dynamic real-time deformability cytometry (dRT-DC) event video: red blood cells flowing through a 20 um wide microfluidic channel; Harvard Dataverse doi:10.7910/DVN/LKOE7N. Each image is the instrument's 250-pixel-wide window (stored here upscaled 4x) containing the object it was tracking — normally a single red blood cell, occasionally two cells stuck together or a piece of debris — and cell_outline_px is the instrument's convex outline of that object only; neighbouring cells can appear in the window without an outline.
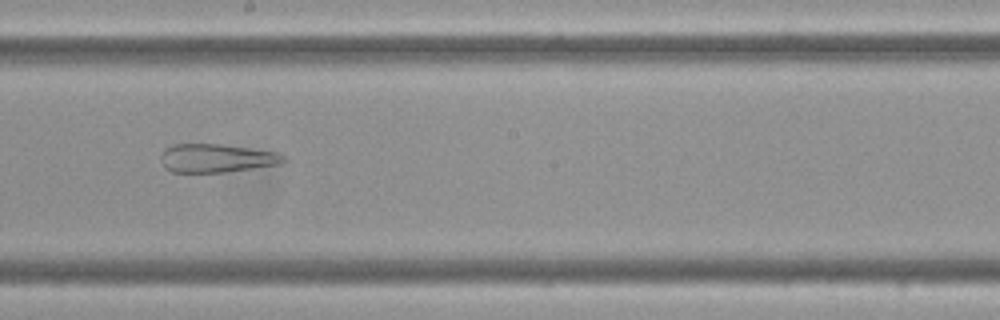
{"species": "Egyptian fruit bat (a non-hibernating species)", "species_latin": "Rousettus aegyptiacus", "temperature_condition": "cold", "stored_images_in_passage": 58, "camera_frame_rate_fps": 3000, "um_per_image_px": 0.085, "frame": {"image": 1, "passage_image": 33, "time_ms": 10.667, "image_size_px": [1000, 320], "cell_outline_px": [[288, 160], [276, 164], [224, 172], [172, 172], [164, 168], [164, 148], [176, 144], [220, 144], [276, 152], [284, 156]], "centroid_in_image_um": [18.41, 13.44], "position_along_channel_um": 229.8, "area_um2": 19.83}}
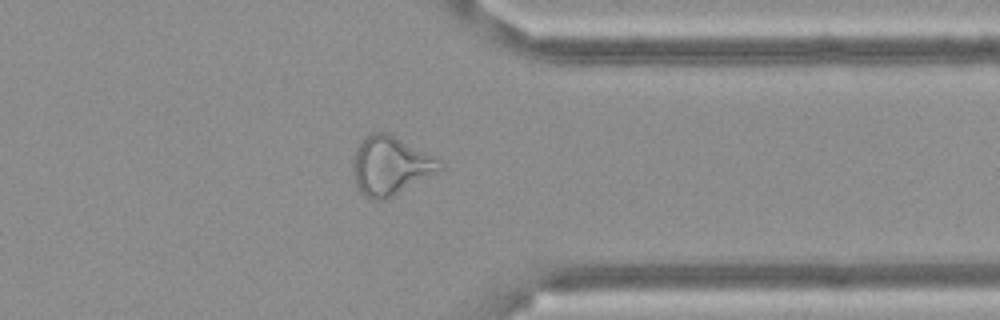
{"frame": {"image": 2, "passage_image": 46, "time_ms": 15.0, "image_size_px": [1000, 320], "cell_outline_px": [[440, 172], [384, 200], [372, 200], [360, 192], [356, 184], [352, 164], [356, 148], [372, 132], [388, 132], [436, 160], [440, 168]], "centroid_in_image_um": [33.12, 14.12], "position_along_channel_um": 378.3, "area_um2": 28.73}}
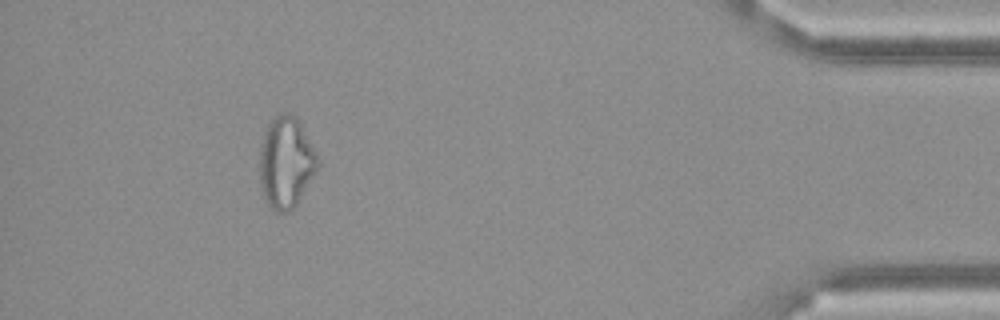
{"frame": {"image": 3, "passage_image": 53, "time_ms": 17.333, "image_size_px": [1000, 320], "cell_outline_px": [[320, 164], [316, 172], [296, 204], [288, 212], [276, 212], [264, 200], [260, 188], [260, 144], [264, 132], [268, 124], [280, 112], [288, 112], [300, 124], [316, 152], [320, 160]], "centroid_in_image_um": [24.29, 13.83], "position_along_channel_um": 410.9, "area_um2": 30.81}}